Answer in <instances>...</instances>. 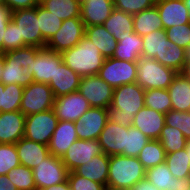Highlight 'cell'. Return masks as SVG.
Instances as JSON below:
<instances>
[{"label": "cell", "mask_w": 190, "mask_h": 190, "mask_svg": "<svg viewBox=\"0 0 190 190\" xmlns=\"http://www.w3.org/2000/svg\"><path fill=\"white\" fill-rule=\"evenodd\" d=\"M133 24L134 32L141 37L153 31L163 29V24L156 5L133 14Z\"/></svg>", "instance_id": "obj_30"}, {"label": "cell", "mask_w": 190, "mask_h": 190, "mask_svg": "<svg viewBox=\"0 0 190 190\" xmlns=\"http://www.w3.org/2000/svg\"><path fill=\"white\" fill-rule=\"evenodd\" d=\"M185 149H186L188 158H189V160H190V140H187ZM189 162H190V161H189Z\"/></svg>", "instance_id": "obj_57"}, {"label": "cell", "mask_w": 190, "mask_h": 190, "mask_svg": "<svg viewBox=\"0 0 190 190\" xmlns=\"http://www.w3.org/2000/svg\"><path fill=\"white\" fill-rule=\"evenodd\" d=\"M150 140L145 134L135 127H126V148L120 155L138 157L142 148Z\"/></svg>", "instance_id": "obj_41"}, {"label": "cell", "mask_w": 190, "mask_h": 190, "mask_svg": "<svg viewBox=\"0 0 190 190\" xmlns=\"http://www.w3.org/2000/svg\"><path fill=\"white\" fill-rule=\"evenodd\" d=\"M102 153L98 139H77L61 159L68 171L71 172L91 160L94 156Z\"/></svg>", "instance_id": "obj_14"}, {"label": "cell", "mask_w": 190, "mask_h": 190, "mask_svg": "<svg viewBox=\"0 0 190 190\" xmlns=\"http://www.w3.org/2000/svg\"><path fill=\"white\" fill-rule=\"evenodd\" d=\"M70 190H107L103 184L81 177L73 171L68 174Z\"/></svg>", "instance_id": "obj_48"}, {"label": "cell", "mask_w": 190, "mask_h": 190, "mask_svg": "<svg viewBox=\"0 0 190 190\" xmlns=\"http://www.w3.org/2000/svg\"><path fill=\"white\" fill-rule=\"evenodd\" d=\"M85 37L97 47L105 59L113 57L118 41L103 25L87 26Z\"/></svg>", "instance_id": "obj_28"}, {"label": "cell", "mask_w": 190, "mask_h": 190, "mask_svg": "<svg viewBox=\"0 0 190 190\" xmlns=\"http://www.w3.org/2000/svg\"><path fill=\"white\" fill-rule=\"evenodd\" d=\"M12 10L5 5L0 6V53H5V31L11 21Z\"/></svg>", "instance_id": "obj_50"}, {"label": "cell", "mask_w": 190, "mask_h": 190, "mask_svg": "<svg viewBox=\"0 0 190 190\" xmlns=\"http://www.w3.org/2000/svg\"><path fill=\"white\" fill-rule=\"evenodd\" d=\"M143 40L137 33L125 32L120 35L113 57L119 60L137 62L142 56Z\"/></svg>", "instance_id": "obj_26"}, {"label": "cell", "mask_w": 190, "mask_h": 190, "mask_svg": "<svg viewBox=\"0 0 190 190\" xmlns=\"http://www.w3.org/2000/svg\"><path fill=\"white\" fill-rule=\"evenodd\" d=\"M54 99L52 89L48 84L32 82L24 87L20 111L28 116L53 109Z\"/></svg>", "instance_id": "obj_8"}, {"label": "cell", "mask_w": 190, "mask_h": 190, "mask_svg": "<svg viewBox=\"0 0 190 190\" xmlns=\"http://www.w3.org/2000/svg\"><path fill=\"white\" fill-rule=\"evenodd\" d=\"M145 90L136 82L119 86L113 91L108 108V120L123 127H131L135 114L145 106Z\"/></svg>", "instance_id": "obj_1"}, {"label": "cell", "mask_w": 190, "mask_h": 190, "mask_svg": "<svg viewBox=\"0 0 190 190\" xmlns=\"http://www.w3.org/2000/svg\"><path fill=\"white\" fill-rule=\"evenodd\" d=\"M20 165L15 144H0V175Z\"/></svg>", "instance_id": "obj_44"}, {"label": "cell", "mask_w": 190, "mask_h": 190, "mask_svg": "<svg viewBox=\"0 0 190 190\" xmlns=\"http://www.w3.org/2000/svg\"><path fill=\"white\" fill-rule=\"evenodd\" d=\"M186 149L166 154L165 163L177 179L190 177V162Z\"/></svg>", "instance_id": "obj_38"}, {"label": "cell", "mask_w": 190, "mask_h": 190, "mask_svg": "<svg viewBox=\"0 0 190 190\" xmlns=\"http://www.w3.org/2000/svg\"><path fill=\"white\" fill-rule=\"evenodd\" d=\"M4 62H5L4 53H0V82H1V75L4 68Z\"/></svg>", "instance_id": "obj_56"}, {"label": "cell", "mask_w": 190, "mask_h": 190, "mask_svg": "<svg viewBox=\"0 0 190 190\" xmlns=\"http://www.w3.org/2000/svg\"><path fill=\"white\" fill-rule=\"evenodd\" d=\"M114 9L113 0H82L80 18L85 27L103 25Z\"/></svg>", "instance_id": "obj_21"}, {"label": "cell", "mask_w": 190, "mask_h": 190, "mask_svg": "<svg viewBox=\"0 0 190 190\" xmlns=\"http://www.w3.org/2000/svg\"><path fill=\"white\" fill-rule=\"evenodd\" d=\"M78 91L91 107L108 109L112 104L114 89L98 75L81 77Z\"/></svg>", "instance_id": "obj_10"}, {"label": "cell", "mask_w": 190, "mask_h": 190, "mask_svg": "<svg viewBox=\"0 0 190 190\" xmlns=\"http://www.w3.org/2000/svg\"><path fill=\"white\" fill-rule=\"evenodd\" d=\"M77 139L79 138L76 133L75 122L59 121L48 144L50 154L62 158Z\"/></svg>", "instance_id": "obj_22"}, {"label": "cell", "mask_w": 190, "mask_h": 190, "mask_svg": "<svg viewBox=\"0 0 190 190\" xmlns=\"http://www.w3.org/2000/svg\"><path fill=\"white\" fill-rule=\"evenodd\" d=\"M15 147L20 165H24L30 169L36 167L50 155L48 146L24 137L15 143Z\"/></svg>", "instance_id": "obj_23"}, {"label": "cell", "mask_w": 190, "mask_h": 190, "mask_svg": "<svg viewBox=\"0 0 190 190\" xmlns=\"http://www.w3.org/2000/svg\"><path fill=\"white\" fill-rule=\"evenodd\" d=\"M166 152L161 142L156 139H150L142 148L138 156L139 161L147 170L165 162Z\"/></svg>", "instance_id": "obj_35"}, {"label": "cell", "mask_w": 190, "mask_h": 190, "mask_svg": "<svg viewBox=\"0 0 190 190\" xmlns=\"http://www.w3.org/2000/svg\"><path fill=\"white\" fill-rule=\"evenodd\" d=\"M109 156L105 153L94 156L73 172L81 177L103 184L107 188Z\"/></svg>", "instance_id": "obj_25"}, {"label": "cell", "mask_w": 190, "mask_h": 190, "mask_svg": "<svg viewBox=\"0 0 190 190\" xmlns=\"http://www.w3.org/2000/svg\"><path fill=\"white\" fill-rule=\"evenodd\" d=\"M186 59H190V45L185 49Z\"/></svg>", "instance_id": "obj_59"}, {"label": "cell", "mask_w": 190, "mask_h": 190, "mask_svg": "<svg viewBox=\"0 0 190 190\" xmlns=\"http://www.w3.org/2000/svg\"><path fill=\"white\" fill-rule=\"evenodd\" d=\"M146 170L138 157L109 156L107 190H129L145 178Z\"/></svg>", "instance_id": "obj_2"}, {"label": "cell", "mask_w": 190, "mask_h": 190, "mask_svg": "<svg viewBox=\"0 0 190 190\" xmlns=\"http://www.w3.org/2000/svg\"><path fill=\"white\" fill-rule=\"evenodd\" d=\"M5 5V0H0V6Z\"/></svg>", "instance_id": "obj_60"}, {"label": "cell", "mask_w": 190, "mask_h": 190, "mask_svg": "<svg viewBox=\"0 0 190 190\" xmlns=\"http://www.w3.org/2000/svg\"><path fill=\"white\" fill-rule=\"evenodd\" d=\"M156 0H113L114 8L129 14H136L155 5Z\"/></svg>", "instance_id": "obj_45"}, {"label": "cell", "mask_w": 190, "mask_h": 190, "mask_svg": "<svg viewBox=\"0 0 190 190\" xmlns=\"http://www.w3.org/2000/svg\"><path fill=\"white\" fill-rule=\"evenodd\" d=\"M108 121V109L90 107L75 122V129L79 139H98Z\"/></svg>", "instance_id": "obj_13"}, {"label": "cell", "mask_w": 190, "mask_h": 190, "mask_svg": "<svg viewBox=\"0 0 190 190\" xmlns=\"http://www.w3.org/2000/svg\"><path fill=\"white\" fill-rule=\"evenodd\" d=\"M183 2L188 9L189 18H190V0H183Z\"/></svg>", "instance_id": "obj_58"}, {"label": "cell", "mask_w": 190, "mask_h": 190, "mask_svg": "<svg viewBox=\"0 0 190 190\" xmlns=\"http://www.w3.org/2000/svg\"><path fill=\"white\" fill-rule=\"evenodd\" d=\"M165 125L178 128L190 140V111L170 110L165 114Z\"/></svg>", "instance_id": "obj_43"}, {"label": "cell", "mask_w": 190, "mask_h": 190, "mask_svg": "<svg viewBox=\"0 0 190 190\" xmlns=\"http://www.w3.org/2000/svg\"><path fill=\"white\" fill-rule=\"evenodd\" d=\"M144 103L146 107L162 114L171 110V100L167 89L145 90Z\"/></svg>", "instance_id": "obj_40"}, {"label": "cell", "mask_w": 190, "mask_h": 190, "mask_svg": "<svg viewBox=\"0 0 190 190\" xmlns=\"http://www.w3.org/2000/svg\"><path fill=\"white\" fill-rule=\"evenodd\" d=\"M171 109L175 111H190V80L178 73L168 87Z\"/></svg>", "instance_id": "obj_27"}, {"label": "cell", "mask_w": 190, "mask_h": 190, "mask_svg": "<svg viewBox=\"0 0 190 190\" xmlns=\"http://www.w3.org/2000/svg\"><path fill=\"white\" fill-rule=\"evenodd\" d=\"M62 63L61 53L44 47L39 50L35 60L28 66V74L33 76L34 82L49 84L51 80H54L56 66Z\"/></svg>", "instance_id": "obj_12"}, {"label": "cell", "mask_w": 190, "mask_h": 190, "mask_svg": "<svg viewBox=\"0 0 190 190\" xmlns=\"http://www.w3.org/2000/svg\"><path fill=\"white\" fill-rule=\"evenodd\" d=\"M98 141L106 155H120L126 148V127L108 120Z\"/></svg>", "instance_id": "obj_20"}, {"label": "cell", "mask_w": 190, "mask_h": 190, "mask_svg": "<svg viewBox=\"0 0 190 190\" xmlns=\"http://www.w3.org/2000/svg\"><path fill=\"white\" fill-rule=\"evenodd\" d=\"M7 176L18 190H36L32 169L24 165L11 169Z\"/></svg>", "instance_id": "obj_42"}, {"label": "cell", "mask_w": 190, "mask_h": 190, "mask_svg": "<svg viewBox=\"0 0 190 190\" xmlns=\"http://www.w3.org/2000/svg\"><path fill=\"white\" fill-rule=\"evenodd\" d=\"M81 76L62 63L56 66L54 80L48 84L55 98L79 90Z\"/></svg>", "instance_id": "obj_24"}, {"label": "cell", "mask_w": 190, "mask_h": 190, "mask_svg": "<svg viewBox=\"0 0 190 190\" xmlns=\"http://www.w3.org/2000/svg\"><path fill=\"white\" fill-rule=\"evenodd\" d=\"M36 190L67 181L69 171L61 158L50 154L32 169Z\"/></svg>", "instance_id": "obj_9"}, {"label": "cell", "mask_w": 190, "mask_h": 190, "mask_svg": "<svg viewBox=\"0 0 190 190\" xmlns=\"http://www.w3.org/2000/svg\"><path fill=\"white\" fill-rule=\"evenodd\" d=\"M37 18L42 37L48 42L62 26V20L45 10L40 4L37 5Z\"/></svg>", "instance_id": "obj_39"}, {"label": "cell", "mask_w": 190, "mask_h": 190, "mask_svg": "<svg viewBox=\"0 0 190 190\" xmlns=\"http://www.w3.org/2000/svg\"><path fill=\"white\" fill-rule=\"evenodd\" d=\"M163 29L190 24L188 9L183 0H156Z\"/></svg>", "instance_id": "obj_17"}, {"label": "cell", "mask_w": 190, "mask_h": 190, "mask_svg": "<svg viewBox=\"0 0 190 190\" xmlns=\"http://www.w3.org/2000/svg\"><path fill=\"white\" fill-rule=\"evenodd\" d=\"M61 55L63 63L81 77L97 75L105 61L97 47L85 36Z\"/></svg>", "instance_id": "obj_3"}, {"label": "cell", "mask_w": 190, "mask_h": 190, "mask_svg": "<svg viewBox=\"0 0 190 190\" xmlns=\"http://www.w3.org/2000/svg\"><path fill=\"white\" fill-rule=\"evenodd\" d=\"M167 39L179 47L186 49L190 45V24L165 29Z\"/></svg>", "instance_id": "obj_46"}, {"label": "cell", "mask_w": 190, "mask_h": 190, "mask_svg": "<svg viewBox=\"0 0 190 190\" xmlns=\"http://www.w3.org/2000/svg\"><path fill=\"white\" fill-rule=\"evenodd\" d=\"M39 190H70V186H69V183H68V180H67V181H65L63 183H59L57 185L42 188V189H39Z\"/></svg>", "instance_id": "obj_54"}, {"label": "cell", "mask_w": 190, "mask_h": 190, "mask_svg": "<svg viewBox=\"0 0 190 190\" xmlns=\"http://www.w3.org/2000/svg\"><path fill=\"white\" fill-rule=\"evenodd\" d=\"M158 140L161 142L166 154L184 149L187 142V139L178 128L167 125H164Z\"/></svg>", "instance_id": "obj_37"}, {"label": "cell", "mask_w": 190, "mask_h": 190, "mask_svg": "<svg viewBox=\"0 0 190 190\" xmlns=\"http://www.w3.org/2000/svg\"><path fill=\"white\" fill-rule=\"evenodd\" d=\"M145 178L160 190H190V177L177 179L165 162L147 169Z\"/></svg>", "instance_id": "obj_18"}, {"label": "cell", "mask_w": 190, "mask_h": 190, "mask_svg": "<svg viewBox=\"0 0 190 190\" xmlns=\"http://www.w3.org/2000/svg\"><path fill=\"white\" fill-rule=\"evenodd\" d=\"M177 74L153 58L141 56L137 61L136 83L144 90L168 89Z\"/></svg>", "instance_id": "obj_4"}, {"label": "cell", "mask_w": 190, "mask_h": 190, "mask_svg": "<svg viewBox=\"0 0 190 190\" xmlns=\"http://www.w3.org/2000/svg\"><path fill=\"white\" fill-rule=\"evenodd\" d=\"M142 56L153 58L161 63V48L167 40L166 31L159 29L142 37Z\"/></svg>", "instance_id": "obj_36"}, {"label": "cell", "mask_w": 190, "mask_h": 190, "mask_svg": "<svg viewBox=\"0 0 190 190\" xmlns=\"http://www.w3.org/2000/svg\"><path fill=\"white\" fill-rule=\"evenodd\" d=\"M85 25L81 18H70L62 22L60 29L46 43V48L62 53L75 45L85 36Z\"/></svg>", "instance_id": "obj_11"}, {"label": "cell", "mask_w": 190, "mask_h": 190, "mask_svg": "<svg viewBox=\"0 0 190 190\" xmlns=\"http://www.w3.org/2000/svg\"><path fill=\"white\" fill-rule=\"evenodd\" d=\"M26 116L20 111L0 112V144H15L24 137Z\"/></svg>", "instance_id": "obj_16"}, {"label": "cell", "mask_w": 190, "mask_h": 190, "mask_svg": "<svg viewBox=\"0 0 190 190\" xmlns=\"http://www.w3.org/2000/svg\"><path fill=\"white\" fill-rule=\"evenodd\" d=\"M186 61L185 49L171 42L169 39L163 42L161 48V64L180 73Z\"/></svg>", "instance_id": "obj_33"}, {"label": "cell", "mask_w": 190, "mask_h": 190, "mask_svg": "<svg viewBox=\"0 0 190 190\" xmlns=\"http://www.w3.org/2000/svg\"><path fill=\"white\" fill-rule=\"evenodd\" d=\"M11 20L18 27L19 42L24 46L44 48L46 41L42 37L37 18V6L12 12Z\"/></svg>", "instance_id": "obj_5"}, {"label": "cell", "mask_w": 190, "mask_h": 190, "mask_svg": "<svg viewBox=\"0 0 190 190\" xmlns=\"http://www.w3.org/2000/svg\"><path fill=\"white\" fill-rule=\"evenodd\" d=\"M180 74L190 80V59H186Z\"/></svg>", "instance_id": "obj_55"}, {"label": "cell", "mask_w": 190, "mask_h": 190, "mask_svg": "<svg viewBox=\"0 0 190 190\" xmlns=\"http://www.w3.org/2000/svg\"><path fill=\"white\" fill-rule=\"evenodd\" d=\"M24 87L17 84L4 85L0 82V112L20 110Z\"/></svg>", "instance_id": "obj_34"}, {"label": "cell", "mask_w": 190, "mask_h": 190, "mask_svg": "<svg viewBox=\"0 0 190 190\" xmlns=\"http://www.w3.org/2000/svg\"><path fill=\"white\" fill-rule=\"evenodd\" d=\"M39 4L62 21L80 18V0H40Z\"/></svg>", "instance_id": "obj_31"}, {"label": "cell", "mask_w": 190, "mask_h": 190, "mask_svg": "<svg viewBox=\"0 0 190 190\" xmlns=\"http://www.w3.org/2000/svg\"><path fill=\"white\" fill-rule=\"evenodd\" d=\"M129 190H160L153 183H151L147 178L138 181Z\"/></svg>", "instance_id": "obj_52"}, {"label": "cell", "mask_w": 190, "mask_h": 190, "mask_svg": "<svg viewBox=\"0 0 190 190\" xmlns=\"http://www.w3.org/2000/svg\"><path fill=\"white\" fill-rule=\"evenodd\" d=\"M40 0H5V6L10 8L12 12L20 9H28L36 7Z\"/></svg>", "instance_id": "obj_51"}, {"label": "cell", "mask_w": 190, "mask_h": 190, "mask_svg": "<svg viewBox=\"0 0 190 190\" xmlns=\"http://www.w3.org/2000/svg\"><path fill=\"white\" fill-rule=\"evenodd\" d=\"M113 89L136 82L137 62L106 58L98 74Z\"/></svg>", "instance_id": "obj_6"}, {"label": "cell", "mask_w": 190, "mask_h": 190, "mask_svg": "<svg viewBox=\"0 0 190 190\" xmlns=\"http://www.w3.org/2000/svg\"><path fill=\"white\" fill-rule=\"evenodd\" d=\"M4 68L1 75V82L4 85L17 84L27 87L33 80V76L28 74V67L20 66V63L13 61L6 53H4Z\"/></svg>", "instance_id": "obj_29"}, {"label": "cell", "mask_w": 190, "mask_h": 190, "mask_svg": "<svg viewBox=\"0 0 190 190\" xmlns=\"http://www.w3.org/2000/svg\"><path fill=\"white\" fill-rule=\"evenodd\" d=\"M41 48L33 46H25L16 50L6 52V54L13 60L20 63L22 67L30 66V63L35 60L36 54Z\"/></svg>", "instance_id": "obj_47"}, {"label": "cell", "mask_w": 190, "mask_h": 190, "mask_svg": "<svg viewBox=\"0 0 190 190\" xmlns=\"http://www.w3.org/2000/svg\"><path fill=\"white\" fill-rule=\"evenodd\" d=\"M0 190H18L7 175H0Z\"/></svg>", "instance_id": "obj_53"}, {"label": "cell", "mask_w": 190, "mask_h": 190, "mask_svg": "<svg viewBox=\"0 0 190 190\" xmlns=\"http://www.w3.org/2000/svg\"><path fill=\"white\" fill-rule=\"evenodd\" d=\"M103 26L118 41L123 33L134 32L133 15L114 9Z\"/></svg>", "instance_id": "obj_32"}, {"label": "cell", "mask_w": 190, "mask_h": 190, "mask_svg": "<svg viewBox=\"0 0 190 190\" xmlns=\"http://www.w3.org/2000/svg\"><path fill=\"white\" fill-rule=\"evenodd\" d=\"M59 120L53 109L26 116L24 138L48 146Z\"/></svg>", "instance_id": "obj_7"}, {"label": "cell", "mask_w": 190, "mask_h": 190, "mask_svg": "<svg viewBox=\"0 0 190 190\" xmlns=\"http://www.w3.org/2000/svg\"><path fill=\"white\" fill-rule=\"evenodd\" d=\"M23 47H25L23 42H19L18 27L11 20L5 31V53Z\"/></svg>", "instance_id": "obj_49"}, {"label": "cell", "mask_w": 190, "mask_h": 190, "mask_svg": "<svg viewBox=\"0 0 190 190\" xmlns=\"http://www.w3.org/2000/svg\"><path fill=\"white\" fill-rule=\"evenodd\" d=\"M165 125V114L144 106L134 116L132 126L150 139L158 140Z\"/></svg>", "instance_id": "obj_19"}, {"label": "cell", "mask_w": 190, "mask_h": 190, "mask_svg": "<svg viewBox=\"0 0 190 190\" xmlns=\"http://www.w3.org/2000/svg\"><path fill=\"white\" fill-rule=\"evenodd\" d=\"M90 107L89 102L79 91L57 97L53 104V110L59 121L77 122Z\"/></svg>", "instance_id": "obj_15"}]
</instances>
